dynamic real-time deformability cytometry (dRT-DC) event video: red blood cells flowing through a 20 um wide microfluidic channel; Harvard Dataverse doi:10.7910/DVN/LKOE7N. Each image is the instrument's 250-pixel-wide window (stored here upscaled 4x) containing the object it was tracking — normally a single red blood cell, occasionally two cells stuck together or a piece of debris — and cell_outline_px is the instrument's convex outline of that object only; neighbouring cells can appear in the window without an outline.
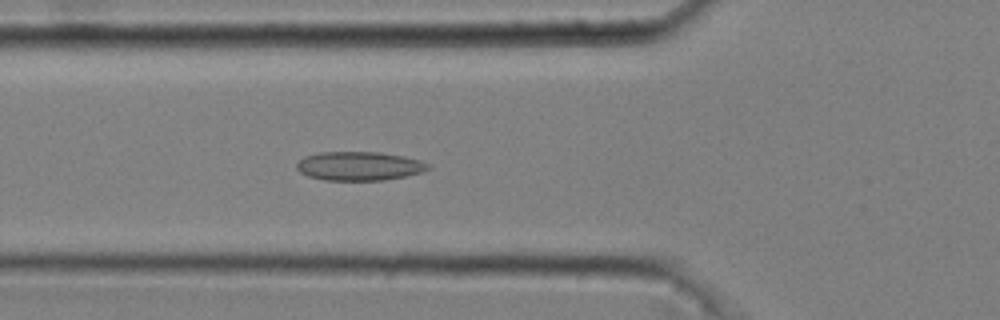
{"species": "common noctule bat (a hibernating species)", "species_latin": "Nyctalus noctula", "temperature_condition": "cold", "stored_images_in_passage": 29, "camera_frame_rate_fps": 3000, "um_per_image_px": 0.085, "animal": {"sex": "male", "body_mass_g": 20.4}, "frame": {"image": 1, "passage_image": 18, "time_ms": 5.667, "image_size_px": [1000, 320], "cell_outline_px": [[432, 168], [420, 172], [404, 176], [384, 180], [324, 180], [308, 176], [300, 172], [296, 168], [296, 164], [304, 156], [320, 152], [380, 152], [404, 156], [420, 160], [428, 164]], "centroid_in_image_um": [30.52, 14.11], "position_along_channel_um": 95.3, "area_um2": 22.08}}
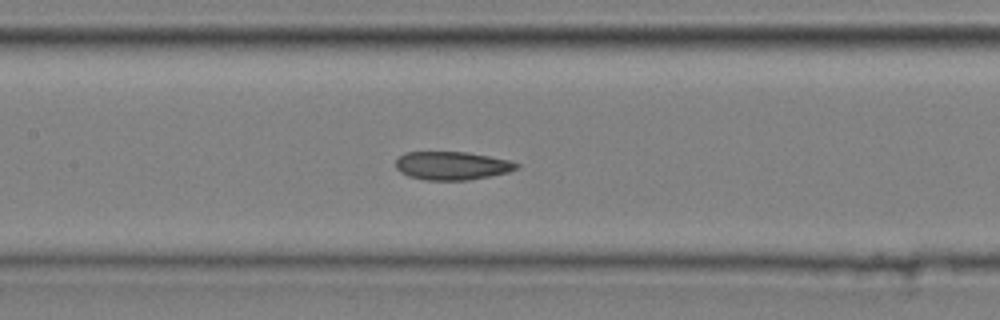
{"frame": {"image": 2, "passage_image": 24, "time_ms": 7.667, "image_size_px": [1000, 320], "cell_outline_px": [[520, 168], [508, 172], [468, 180], [424, 180], [408, 176], [400, 172], [396, 168], [396, 160], [404, 152], [468, 152], [508, 160], [520, 164]], "centroid_in_image_um": [38.41, 14.08], "position_along_channel_um": 169.0, "area_um2": 19.94}}
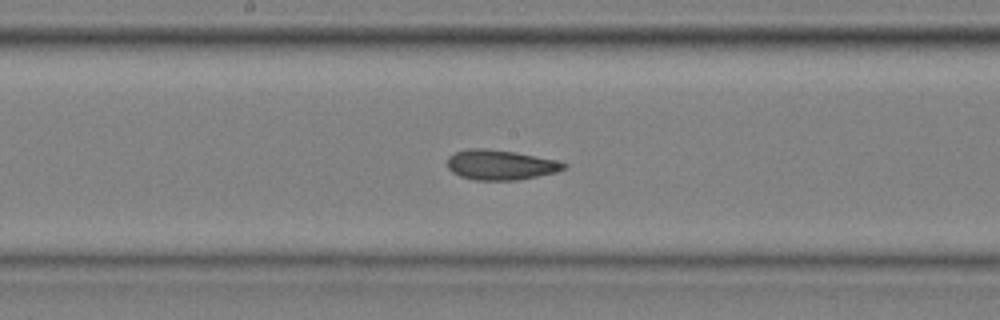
{"frame": {"image": 3, "passage_image": 27, "time_ms": 8.667, "image_size_px": [1000, 320], "cell_outline_px": [[568, 164], [564, 168], [556, 172], [516, 180], [476, 180], [460, 176], [452, 172], [448, 168], [448, 156], [456, 152], [468, 148], [484, 148], [516, 152], [560, 160]], "centroid_in_image_um": [42.55, 14.0], "position_along_channel_um": 205.6, "area_um2": 20.4}}